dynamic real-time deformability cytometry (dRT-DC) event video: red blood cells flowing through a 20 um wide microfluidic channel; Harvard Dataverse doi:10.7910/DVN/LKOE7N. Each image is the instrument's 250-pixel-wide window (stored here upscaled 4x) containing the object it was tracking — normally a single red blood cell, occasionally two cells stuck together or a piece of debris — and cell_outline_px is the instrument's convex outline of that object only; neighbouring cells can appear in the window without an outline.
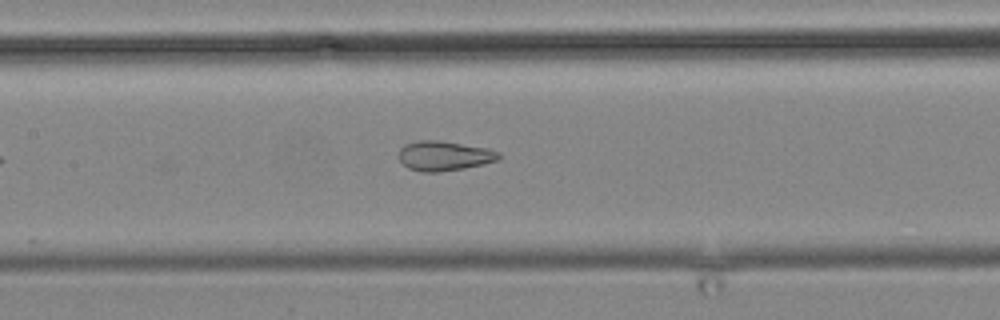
{"species": "common noctule bat (a hibernating species)", "species_latin": "Nyctalus noctula", "temperature_condition": "cold", "stored_images_in_passage": 6, "camera_frame_rate_fps": 3000, "um_per_image_px": 0.085, "animal": {"sex": "male", "body_mass_g": 19.2, "forearm_length_mm": 51.8}, "frame": {"image": 1, "passage_image": 6, "time_ms": 7.667, "image_size_px": [1000, 320], "cell_outline_px": [[500, 160], [484, 164], [464, 168], [440, 172], [420, 172], [408, 168], [396, 156], [400, 148], [404, 144], [416, 140], [440, 140], [488, 148], [500, 152]], "centroid_in_image_um": [37.74, 13.24], "position_along_channel_um": 169.7, "area_um2": 17.69}}